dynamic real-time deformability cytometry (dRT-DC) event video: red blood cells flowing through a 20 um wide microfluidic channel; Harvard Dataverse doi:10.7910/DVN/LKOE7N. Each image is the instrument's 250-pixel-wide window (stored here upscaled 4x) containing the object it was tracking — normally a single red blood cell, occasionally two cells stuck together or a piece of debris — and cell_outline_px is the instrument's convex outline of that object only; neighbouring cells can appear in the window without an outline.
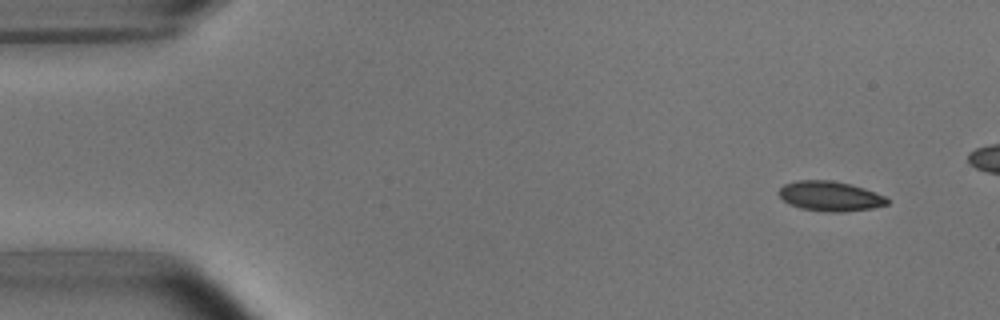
{"species": "common noctule bat (a hibernating species)", "species_latin": "Nyctalus noctula", "temperature_condition": "room temperature", "stored_images_in_passage": 35, "camera_frame_rate_fps": 3000, "um_per_image_px": 0.085, "animal": {"sex": "male", "body_mass_g": 15.6}, "frame": {"image": 1, "passage_image": 1, "time_ms": 0.0, "image_size_px": [1000, 320], "cell_outline_px": [[888, 204], [872, 208], [840, 212], [828, 212], [800, 208], [788, 204], [780, 196], [780, 188], [784, 184], [796, 180], [832, 180], [852, 184], [864, 188], [884, 196], [888, 200]], "centroid_in_image_um": [70.54, 16.67], "position_along_channel_um": 14.5, "area_um2": 18.79}}
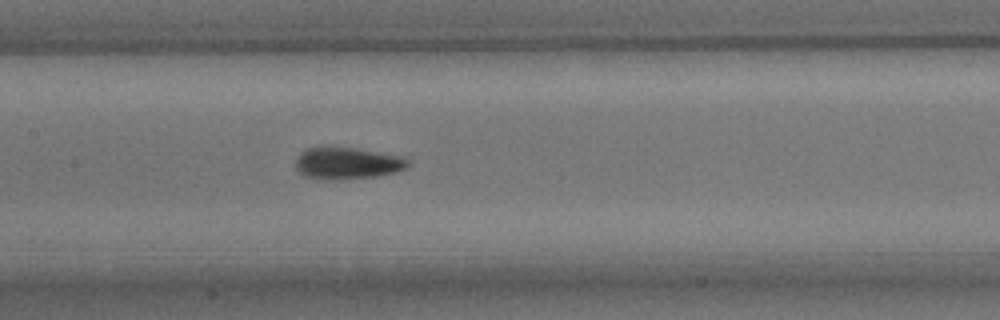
{"frame": {"image": 2, "passage_image": 22, "time_ms": 7.0, "image_size_px": [1000, 320], "cell_outline_px": [[412, 164], [408, 168], [396, 172], [376, 176], [344, 180], [316, 180], [304, 176], [296, 168], [296, 156], [300, 152], [308, 148], [320, 144], [328, 144], [400, 156], [408, 160]], "centroid_in_image_um": [29.45, 13.86], "position_along_channel_um": 177.9, "area_um2": 21.68}}
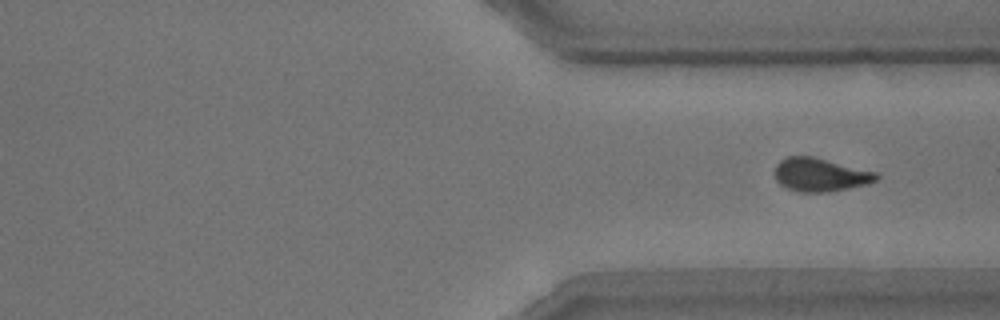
{"frame": {"image": 3, "passage_image": 35, "time_ms": 11.333, "image_size_px": [1000, 320], "cell_outline_px": [[880, 176], [876, 180], [868, 184], [828, 192], [796, 192], [784, 188], [776, 180], [776, 164], [780, 160], [788, 156], [812, 156], [876, 172]], "centroid_in_image_um": [69.7, 14.86], "position_along_channel_um": 341.7, "area_um2": 19.77}}